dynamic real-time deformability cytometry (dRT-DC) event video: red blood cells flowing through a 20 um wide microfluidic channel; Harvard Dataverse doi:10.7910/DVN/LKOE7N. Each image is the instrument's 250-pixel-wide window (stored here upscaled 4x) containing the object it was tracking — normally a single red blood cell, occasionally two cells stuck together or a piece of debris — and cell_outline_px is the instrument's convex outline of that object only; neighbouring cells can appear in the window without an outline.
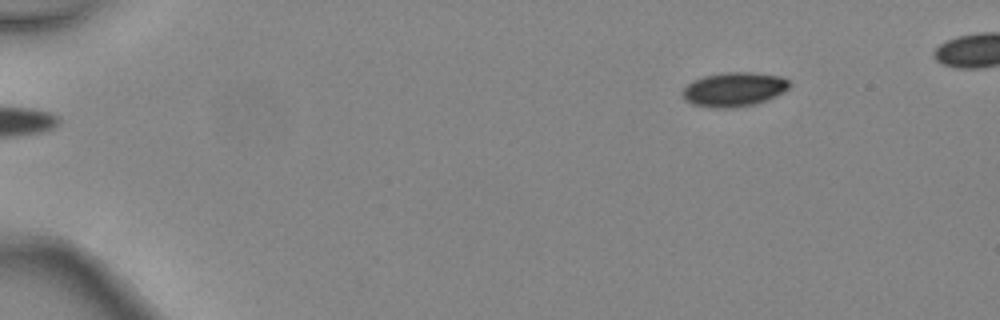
{"species": "common noctule bat (a hibernating species)", "species_latin": "Nyctalus noctula", "temperature_condition": "warm", "stored_images_in_passage": 6, "segment_of_instrument_passage": [2, 2], "camera_frame_rate_fps": 3000, "um_per_image_px": 0.085, "animal": {"sex": "female", "body_mass_g": 24.6, "forearm_length_mm": 56.2}, "frame": {"image": 1, "passage_image": 6, "time_ms": 1.667, "image_size_px": [1000, 320], "cell_outline_px": [[792, 84], [784, 92], [776, 96], [756, 104], [732, 108], [716, 108], [692, 104], [684, 100], [680, 92], [688, 84], [704, 76], [728, 72], [752, 72], [780, 76], [788, 80]], "centroid_in_image_um": [62.4, 7.6], "position_along_channel_um": 22.6, "area_um2": 21.39}}